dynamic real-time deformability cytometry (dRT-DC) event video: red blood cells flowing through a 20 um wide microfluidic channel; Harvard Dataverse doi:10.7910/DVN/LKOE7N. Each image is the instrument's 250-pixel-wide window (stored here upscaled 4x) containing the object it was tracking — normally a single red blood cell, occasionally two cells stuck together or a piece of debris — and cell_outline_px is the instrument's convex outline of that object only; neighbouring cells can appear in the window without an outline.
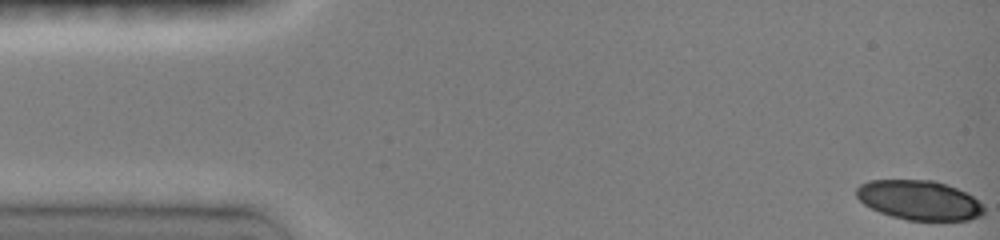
{"species": "common noctule bat (a hibernating species)", "species_latin": "Nyctalus noctula", "temperature_condition": "room temperature", "stored_images_in_passage": 16, "camera_frame_rate_fps": 3000, "um_per_image_px": 0.085, "animal": {"sex": "female", "body_mass_g": 19.0, "forearm_length_mm": 51.5}, "frame": {"image": 1, "passage_image": 1, "time_ms": 0.0, "image_size_px": [1000, 240], "cell_outline_px": [[984, 216], [968, 220], [908, 220], [892, 216], [880, 212], [864, 204], [856, 196], [856, 188], [860, 184], [868, 180], [932, 180], [956, 188], [972, 196], [984, 204]], "centroid_in_image_um": [78.15, 17.02], "position_along_channel_um": 6.9, "area_um2": 29.36}}